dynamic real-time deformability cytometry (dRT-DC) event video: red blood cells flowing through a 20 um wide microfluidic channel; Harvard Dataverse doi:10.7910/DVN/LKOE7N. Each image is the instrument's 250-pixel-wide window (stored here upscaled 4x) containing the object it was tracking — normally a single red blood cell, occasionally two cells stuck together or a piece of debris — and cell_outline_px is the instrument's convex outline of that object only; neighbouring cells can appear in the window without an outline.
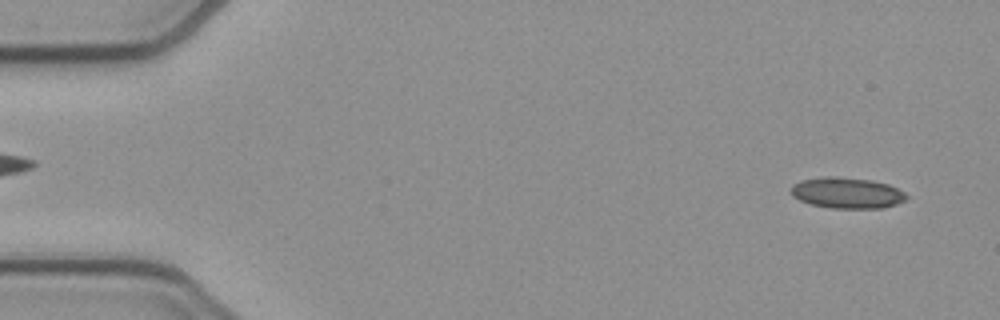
{"species": "common noctule bat (a hibernating species)", "species_latin": "Nyctalus noctula", "temperature_condition": "cold", "stored_images_in_passage": 52, "camera_frame_rate_fps": 3000, "um_per_image_px": 0.085, "animal": {"sex": "female", "body_mass_g": 21.9}, "frame": {"image": 1, "passage_image": 3, "time_ms": 0.667, "image_size_px": [1000, 320], "cell_outline_px": [[908, 196], [904, 200], [896, 204], [880, 208], [832, 208], [812, 204], [800, 200], [792, 196], [788, 188], [792, 184], [800, 180], [820, 176], [836, 176], [872, 180], [888, 184], [904, 192]], "centroid_in_image_um": [71.93, 16.38], "position_along_channel_um": 13.1, "area_um2": 20.98}}
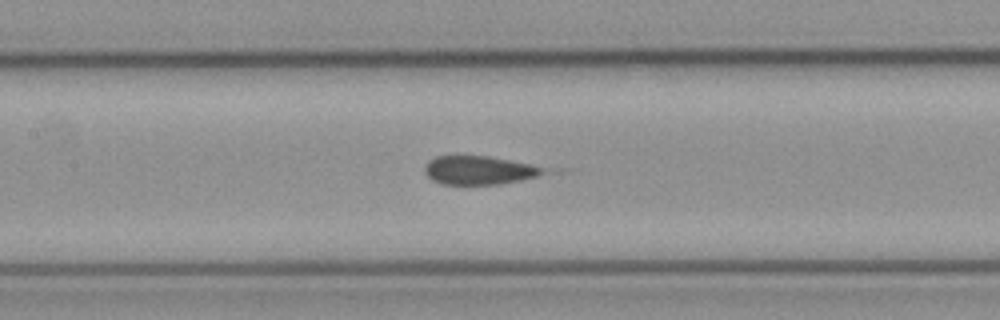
{"frame": {"image": 2, "passage_image": 24, "time_ms": 7.667, "image_size_px": [1000, 320], "cell_outline_px": [[568, 168], [564, 172], [500, 184], [440, 184], [432, 180], [424, 172], [424, 168], [428, 160], [436, 156], [488, 156]], "centroid_in_image_um": [41.16, 14.46], "position_along_channel_um": 166.2, "area_um2": 21.56}}
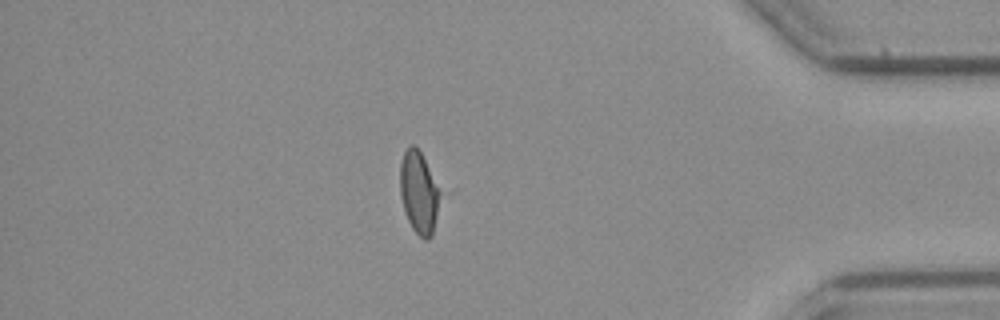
{"frame": {"image": 3, "passage_image": 45, "time_ms": 14.667, "image_size_px": [1000, 320], "cell_outline_px": [[440, 192], [436, 216], [432, 236], [428, 240], [424, 240], [412, 228], [408, 220], [400, 196], [400, 164], [404, 152], [412, 144], [420, 152]], "centroid_in_image_um": [35.58, 16.4], "position_along_channel_um": 399.6, "area_um2": 18.5}}